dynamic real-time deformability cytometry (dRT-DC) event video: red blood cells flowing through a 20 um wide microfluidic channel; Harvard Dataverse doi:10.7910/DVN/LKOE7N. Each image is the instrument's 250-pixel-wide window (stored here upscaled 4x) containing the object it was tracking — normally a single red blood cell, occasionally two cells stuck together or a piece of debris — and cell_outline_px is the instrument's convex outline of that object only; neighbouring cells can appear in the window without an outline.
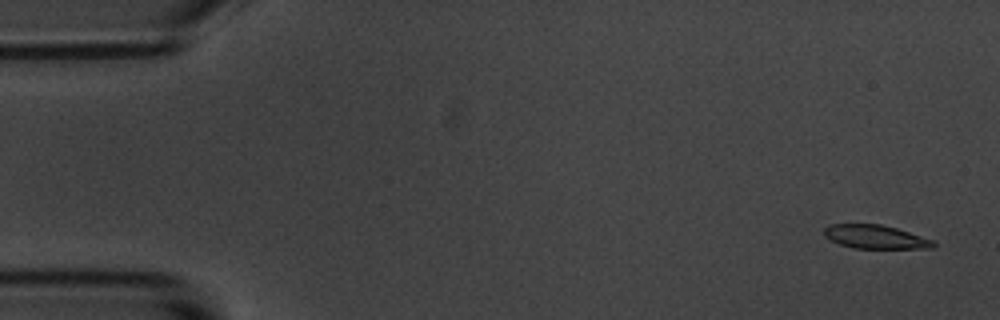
{"species": "common noctule bat (a hibernating species)", "species_latin": "Nyctalus noctula", "temperature_condition": "room temperature", "stored_images_in_passage": 5, "camera_frame_rate_fps": 3000, "um_per_image_px": 0.085, "animal": {"sex": "male", "body_mass_g": 20.1, "forearm_length_mm": 53.5}, "frame": {"image": 1, "passage_image": 1, "time_ms": 0.0, "image_size_px": [1000, 320], "cell_outline_px": [[936, 244], [932, 248], [852, 248], [840, 244], [824, 236], [824, 228], [828, 224], [880, 224], [896, 228], [936, 240]], "centroid_in_image_um": [74.43, 20.13], "position_along_channel_um": 10.6, "area_um2": 15.09}}
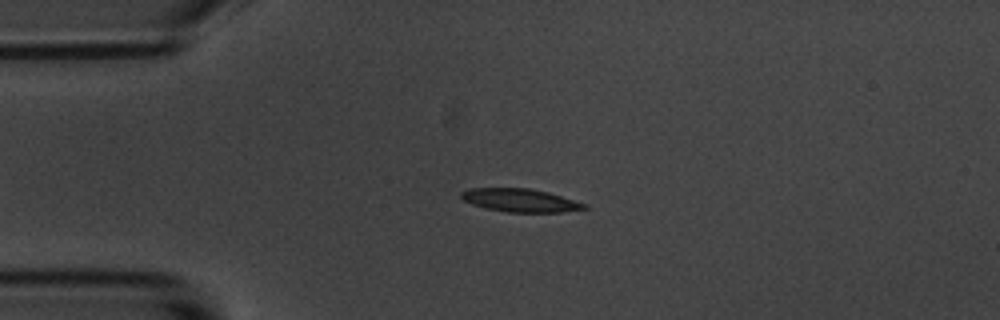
{"frame": {"image": 2, "passage_image": 4, "time_ms": 3.667, "image_size_px": [1000, 320], "cell_outline_px": [[588, 208], [560, 212], [508, 212], [484, 208], [472, 204], [464, 200], [460, 196], [460, 192], [468, 188], [528, 188], [548, 192], [588, 204]], "centroid_in_image_um": [44.2, 17.02], "position_along_channel_um": 40.8, "area_um2": 16.65}}